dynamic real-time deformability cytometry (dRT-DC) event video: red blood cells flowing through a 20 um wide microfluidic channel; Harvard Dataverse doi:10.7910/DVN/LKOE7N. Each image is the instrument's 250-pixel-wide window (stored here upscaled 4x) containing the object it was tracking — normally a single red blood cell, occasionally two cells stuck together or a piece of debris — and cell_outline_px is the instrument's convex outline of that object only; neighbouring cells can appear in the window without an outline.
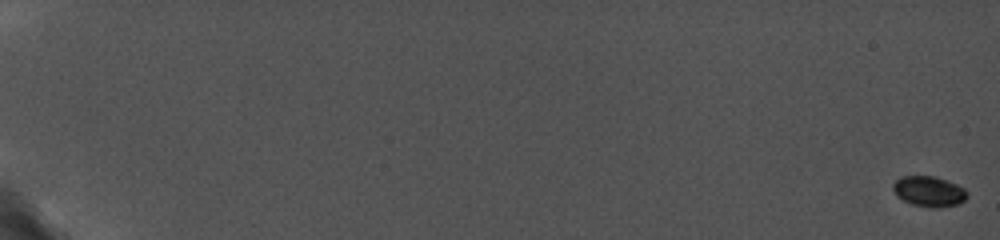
{"species": "common noctule bat (a hibernating species)", "species_latin": "Nyctalus noctula", "temperature_condition": "cold", "stored_images_in_passage": 21, "camera_frame_rate_fps": 5000, "um_per_image_px": 0.085, "animal": {"sex": "female", "body_mass_g": 19.0, "forearm_length_mm": 56.7}, "frame": {"image": 1, "passage_image": 1, "time_ms": 0.0, "image_size_px": [1000, 240], "cell_outline_px": [[968, 196], [960, 204], [940, 208], [928, 208], [912, 204], [896, 196], [892, 188], [892, 184], [900, 176], [936, 176], [948, 180], [964, 188], [968, 192]], "centroid_in_image_um": [78.97, 16.27], "position_along_channel_um": 6.0, "area_um2": 13.47}}
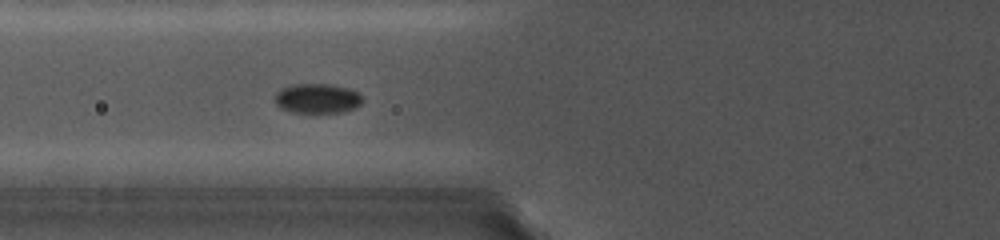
{"frame": {"image": 2, "passage_image": 12, "time_ms": 8.8, "image_size_px": [1000, 240], "cell_outline_px": [[364, 100], [356, 108], [344, 112], [312, 116], [292, 112], [280, 108], [276, 104], [276, 92], [280, 88], [292, 84], [332, 84], [348, 88], [360, 92], [364, 96]], "centroid_in_image_um": [27.01, 8.41], "position_along_channel_um": 98.8, "area_um2": 16.18}}
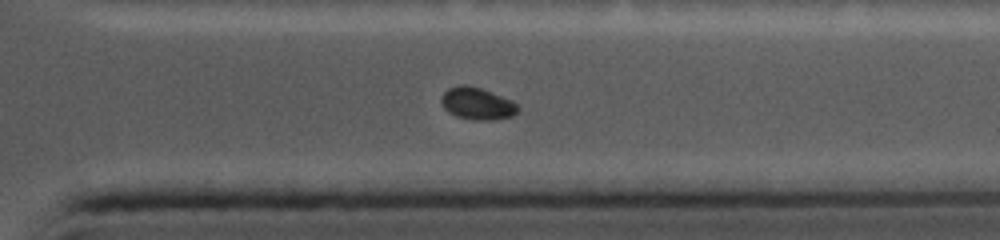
{"frame": {"image": 3, "passage_image": 21, "time_ms": 16.0, "image_size_px": [1000, 240], "cell_outline_px": [[520, 108], [512, 116], [496, 120], [476, 120], [456, 116], [448, 112], [444, 108], [440, 100], [440, 96], [448, 88], [460, 84], [468, 84], [480, 88], [512, 100]], "centroid_in_image_um": [40.54, 8.8], "position_along_channel_um": 370.9, "area_um2": 14.45}}